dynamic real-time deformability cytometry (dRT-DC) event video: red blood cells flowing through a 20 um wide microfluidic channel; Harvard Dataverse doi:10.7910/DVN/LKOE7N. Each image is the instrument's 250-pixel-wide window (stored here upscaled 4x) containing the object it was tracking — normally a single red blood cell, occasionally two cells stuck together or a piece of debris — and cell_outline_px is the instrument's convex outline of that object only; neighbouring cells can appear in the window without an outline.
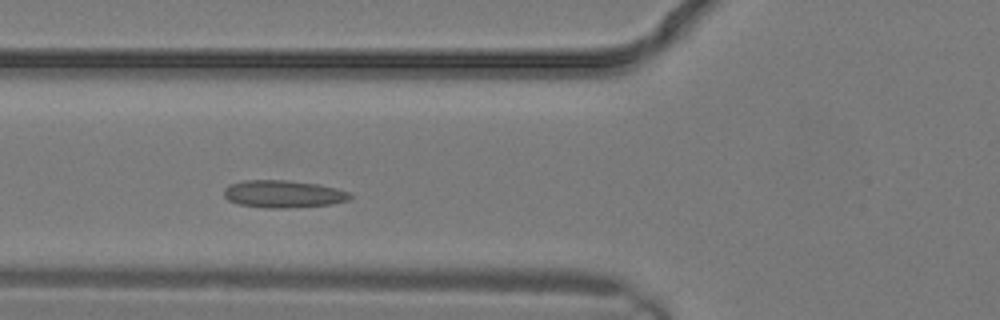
{"species": "common noctule bat (a hibernating species)", "species_latin": "Nyctalus noctula", "temperature_condition": "warm", "stored_images_in_passage": 13, "camera_frame_rate_fps": 3000, "um_per_image_px": 0.085, "animal": {"sex": "male", "body_mass_g": 19.2, "forearm_length_mm": 51.8}, "frame": {"image": 1, "passage_image": 5, "time_ms": 1.333, "image_size_px": [1000, 320], "cell_outline_px": [[352, 196], [348, 200], [332, 204], [288, 208], [268, 208], [240, 204], [228, 200], [224, 196], [224, 188], [228, 184], [244, 180], [288, 180], [320, 184], [336, 188], [348, 192]], "centroid_in_image_um": [24.07, 16.48], "position_along_channel_um": 101.7, "area_um2": 20.23}}
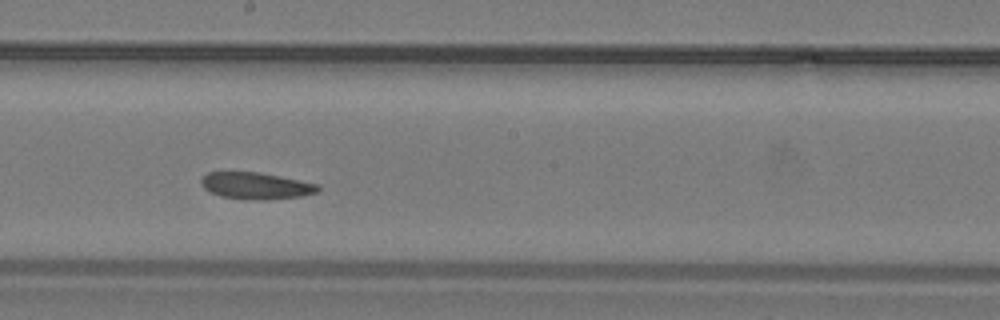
{"frame": {"image": 2, "passage_image": 10, "time_ms": 3.0, "image_size_px": [1000, 320], "cell_outline_px": [[320, 188], [316, 192], [300, 196], [268, 200], [244, 200], [220, 196], [204, 188], [200, 184], [200, 180], [208, 172], [260, 172], [320, 184]], "centroid_in_image_um": [21.75, 15.79], "position_along_channel_um": 226.4, "area_um2": 18.32}}
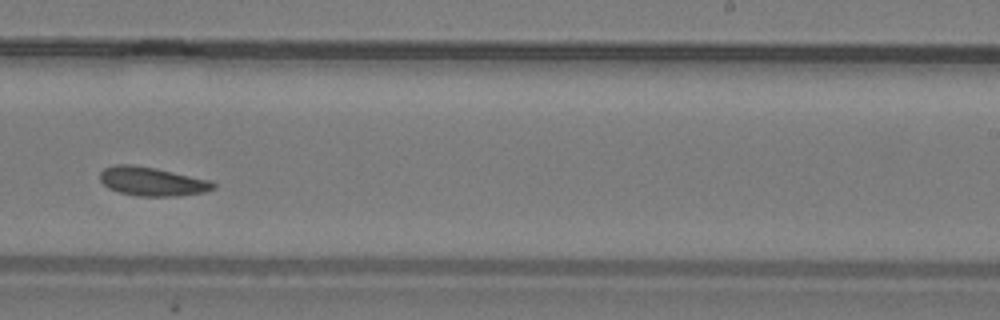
{"frame": {"image": 3, "passage_image": 12, "time_ms": 3.667, "image_size_px": [1000, 320], "cell_outline_px": [[216, 188], [204, 192], [180, 196], [136, 196], [120, 192], [108, 188], [100, 180], [100, 172], [104, 168], [116, 164], [132, 164], [156, 168], [212, 180], [216, 184]], "centroid_in_image_um": [12.96, 15.42], "position_along_channel_um": 276.0, "area_um2": 19.25}}